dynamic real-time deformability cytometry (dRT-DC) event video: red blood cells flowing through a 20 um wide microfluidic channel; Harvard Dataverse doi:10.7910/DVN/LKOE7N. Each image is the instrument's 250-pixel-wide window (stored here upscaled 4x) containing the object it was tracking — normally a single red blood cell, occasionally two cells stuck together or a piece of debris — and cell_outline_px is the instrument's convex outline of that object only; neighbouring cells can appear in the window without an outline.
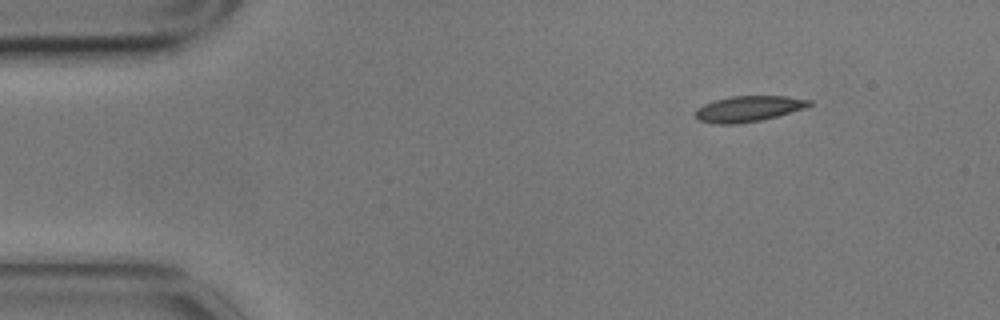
{"species": "common noctule bat (a hibernating species)", "species_latin": "Nyctalus noctula", "temperature_condition": "cold", "stored_images_in_passage": 7, "camera_frame_rate_fps": 3000, "um_per_image_px": 0.085, "animal": {"sex": "male", "body_mass_g": 17.9}, "frame": {"image": 1, "passage_image": 1, "time_ms": 0.0, "image_size_px": [1000, 320], "cell_outline_px": [[812, 104], [804, 108], [776, 116], [760, 120], [736, 124], [716, 124], [700, 120], [696, 116], [696, 108], [704, 104], [716, 100], [732, 96], [788, 96], [812, 100]], "centroid_in_image_um": [63.63, 9.24], "position_along_channel_um": 21.4, "area_um2": 16.88}}
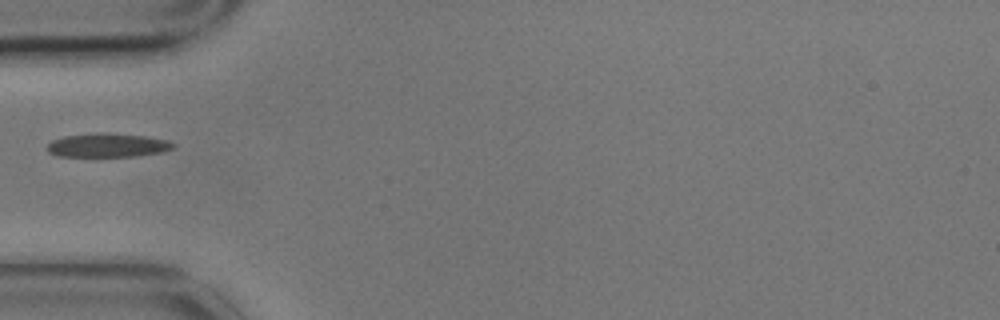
{"frame": {"image": 2, "passage_image": 4, "time_ms": 1.0, "image_size_px": [1000, 320], "cell_outline_px": [[176, 144], [172, 148], [160, 152], [136, 156], [56, 156], [48, 152], [48, 144], [52, 140], [64, 136], [100, 132], [108, 132], [144, 136], [168, 140]], "centroid_in_image_um": [9.13, 12.33], "position_along_channel_um": 75.9, "area_um2": 17.46}}